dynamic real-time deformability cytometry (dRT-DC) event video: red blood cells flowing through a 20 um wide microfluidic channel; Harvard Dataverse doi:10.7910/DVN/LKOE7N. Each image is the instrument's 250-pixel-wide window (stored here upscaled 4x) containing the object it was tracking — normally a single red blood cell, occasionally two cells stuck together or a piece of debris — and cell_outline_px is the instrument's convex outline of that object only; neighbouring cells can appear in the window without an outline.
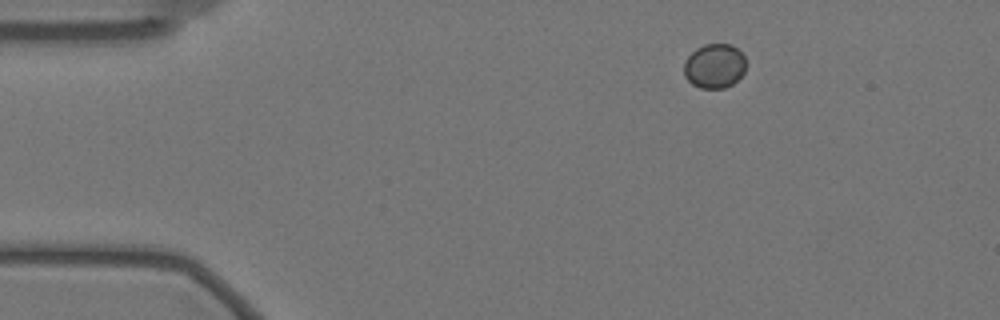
{"species": "Egyptian fruit bat (a non-hibernating species)", "species_latin": "Rousettus aegyptiacus", "temperature_condition": "warm", "stored_images_in_passage": 46, "camera_frame_rate_fps": 3000, "um_per_image_px": 0.085, "animal": {"sex": "female"}, "frame": {"image": 1, "passage_image": 1, "time_ms": 0.0, "image_size_px": [1000, 320], "cell_outline_px": [[744, 72], [732, 84], [724, 88], [700, 88], [692, 84], [684, 76], [684, 64], [688, 56], [696, 48], [704, 44], [732, 44], [744, 56]], "centroid_in_image_um": [60.7, 5.61], "position_along_channel_um": 24.3, "area_um2": 15.95}}
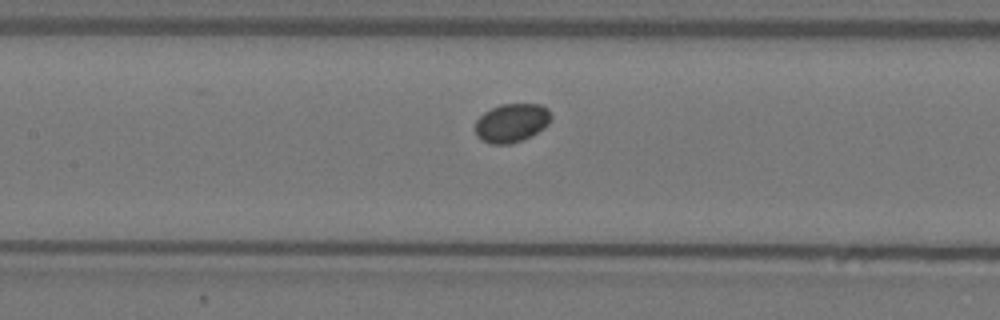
{"frame": {"image": 2, "passage_image": 19, "time_ms": 6.0, "image_size_px": [1000, 320], "cell_outline_px": [[552, 120], [544, 128], [520, 140], [508, 144], [492, 144], [476, 136], [476, 120], [484, 112], [500, 104], [540, 104], [548, 108], [552, 116]], "centroid_in_image_um": [43.5, 10.42], "position_along_channel_um": 163.9, "area_um2": 16.94}}
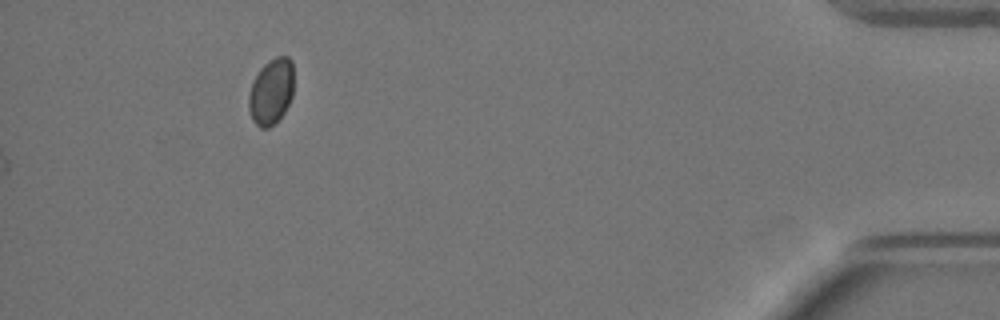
{"frame": {"image": 3, "passage_image": 46, "time_ms": 15.0, "image_size_px": [1000, 320], "cell_outline_px": [[292, 96], [284, 112], [276, 124], [268, 128], [260, 128], [252, 120], [248, 108], [248, 96], [252, 84], [260, 68], [268, 60], [276, 56], [288, 56], [292, 60]], "centroid_in_image_um": [23.04, 7.8], "position_along_channel_um": 412.2, "area_um2": 17.4}}